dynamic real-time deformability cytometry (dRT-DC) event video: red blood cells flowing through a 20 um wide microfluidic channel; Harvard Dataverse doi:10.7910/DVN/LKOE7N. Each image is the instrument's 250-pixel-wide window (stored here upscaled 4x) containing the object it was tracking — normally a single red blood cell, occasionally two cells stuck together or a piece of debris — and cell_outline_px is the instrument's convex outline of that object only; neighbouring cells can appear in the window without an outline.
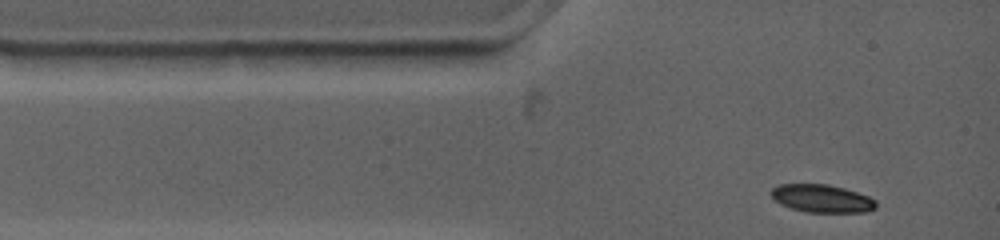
{"species": "common noctule bat (a hibernating species)", "species_latin": "Nyctalus noctula", "temperature_condition": "warm", "stored_images_in_passage": 13, "camera_frame_rate_fps": 4500, "um_per_image_px": 0.085, "animal": {"sex": "female", "body_mass_g": 19.0, "forearm_length_mm": 53.3}, "frame": {"image": 1, "passage_image": 1, "time_ms": 0.0, "image_size_px": [1000, 240], "cell_outline_px": [[876, 208], [864, 212], [808, 212], [792, 208], [780, 204], [768, 192], [772, 188], [780, 184], [828, 184], [844, 188], [868, 196], [876, 200]], "centroid_in_image_um": [69.85, 16.86], "position_along_channel_um": 15.2, "area_um2": 16.99}}
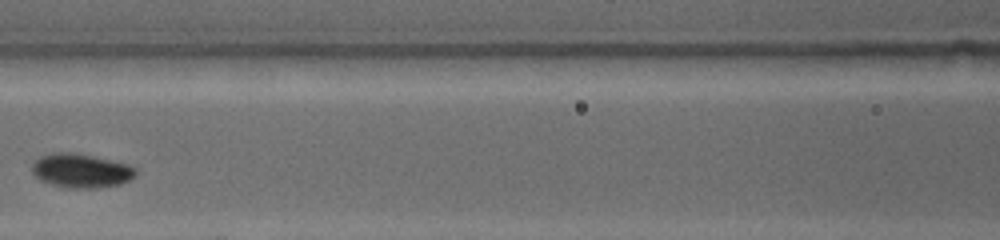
{"frame": {"image": 2, "passage_image": 8, "time_ms": 4.444, "image_size_px": [1000, 240], "cell_outline_px": [[136, 176], [120, 184], [100, 188], [72, 188], [52, 184], [40, 180], [32, 172], [32, 164], [40, 156], [52, 152], [72, 152], [92, 156], [128, 164], [136, 168]], "centroid_in_image_um": [6.89, 14.5], "position_along_channel_um": 159.7, "area_um2": 20.52}}
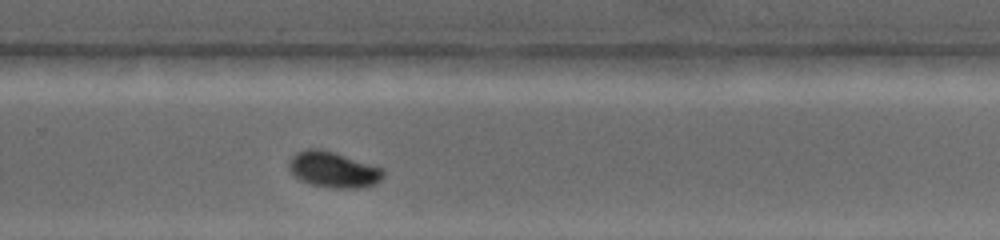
{"frame": {"image": 3, "passage_image": 13, "time_ms": 8.222, "image_size_px": [1000, 240], "cell_outline_px": [[384, 176], [376, 184], [360, 188], [328, 188], [312, 184], [300, 180], [288, 168], [288, 160], [296, 152], [308, 148], [320, 148], [380, 168], [384, 172]], "centroid_in_image_um": [28.29, 14.43], "position_along_channel_um": 301.5, "area_um2": 19.48}}